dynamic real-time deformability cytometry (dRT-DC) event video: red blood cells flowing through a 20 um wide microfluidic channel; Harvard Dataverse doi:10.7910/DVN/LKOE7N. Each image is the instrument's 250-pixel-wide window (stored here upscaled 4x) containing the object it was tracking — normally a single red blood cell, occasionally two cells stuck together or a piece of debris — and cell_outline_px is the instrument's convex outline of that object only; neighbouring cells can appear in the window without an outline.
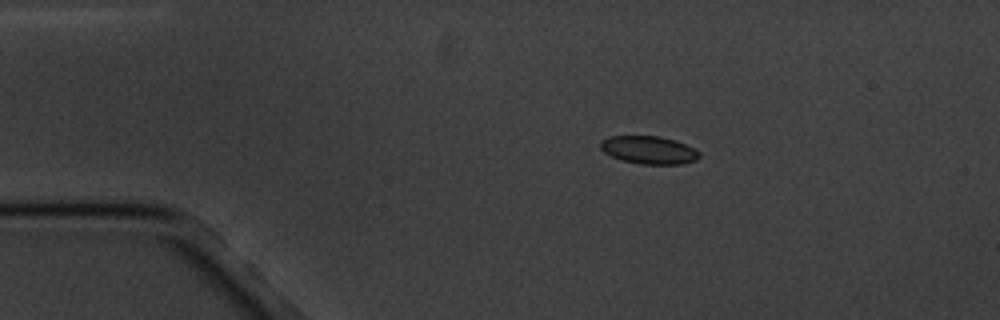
{"species": "common noctule bat (a hibernating species)", "species_latin": "Nyctalus noctula", "temperature_condition": "cold", "stored_images_in_passage": 7, "camera_frame_rate_fps": 3000, "um_per_image_px": 0.085, "animal": {"sex": "male", "body_mass_g": 20.1, "forearm_length_mm": 53.5}, "frame": {"image": 1, "passage_image": 1, "time_ms": 0.0, "image_size_px": [1000, 320], "cell_outline_px": [[700, 156], [696, 160], [680, 164], [640, 164], [624, 160], [612, 156], [604, 152], [600, 148], [600, 140], [608, 136], [660, 136], [676, 140], [700, 152]], "centroid_in_image_um": [55.14, 12.74], "position_along_channel_um": 29.9, "area_um2": 16.01}}
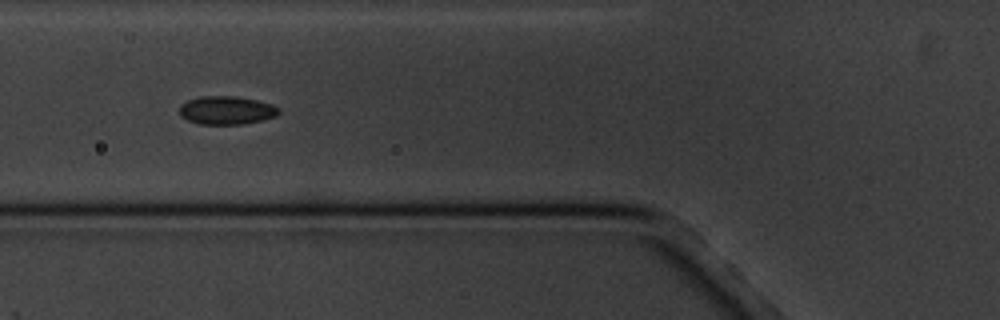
{"frame": {"image": 2, "passage_image": 4, "time_ms": 3.667, "image_size_px": [1000, 320], "cell_outline_px": [[280, 112], [276, 116], [244, 124], [200, 124], [188, 120], [180, 116], [180, 104], [188, 100], [200, 96], [236, 96], [256, 100], [272, 104], [280, 108]], "centroid_in_image_um": [19.25, 9.37], "position_along_channel_um": 106.5, "area_um2": 16.42}}
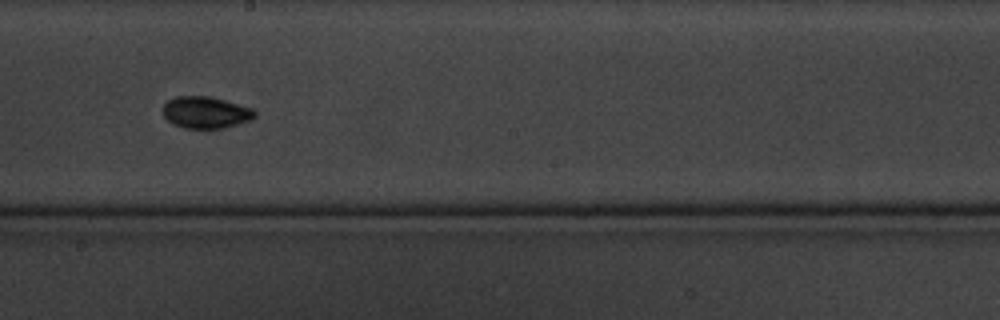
{"frame": {"image": 3, "passage_image": 7, "time_ms": 7.333, "image_size_px": [1000, 320], "cell_outline_px": [[256, 116], [252, 120], [224, 128], [184, 128], [172, 124], [164, 116], [164, 104], [168, 100], [176, 96], [204, 96], [252, 108], [256, 112]], "centroid_in_image_um": [17.48, 9.57], "position_along_channel_um": 230.7, "area_um2": 16.76}}